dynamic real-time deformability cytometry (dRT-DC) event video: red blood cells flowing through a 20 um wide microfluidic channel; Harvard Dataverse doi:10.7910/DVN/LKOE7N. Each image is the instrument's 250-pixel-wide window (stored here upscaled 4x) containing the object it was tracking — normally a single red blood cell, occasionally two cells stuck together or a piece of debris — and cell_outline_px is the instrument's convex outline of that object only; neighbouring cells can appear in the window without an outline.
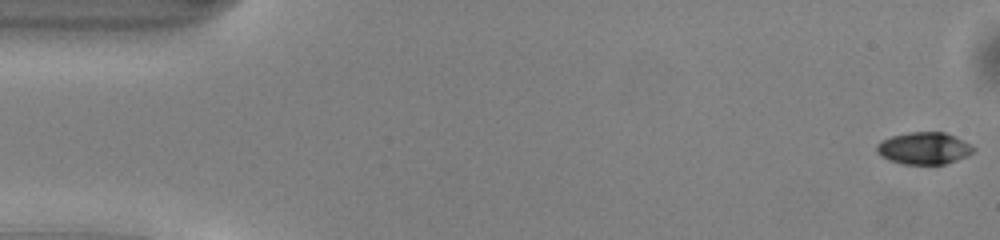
{"species": "common noctule bat (a hibernating species)", "species_latin": "Nyctalus noctula", "temperature_condition": "warm", "stored_images_in_passage": 50, "camera_frame_rate_fps": 3000, "um_per_image_px": 0.085, "animal": {"sex": "male", "body_mass_g": 13.0, "forearm_length_mm": 53.1}, "frame": {"image": 1, "passage_image": 1, "time_ms": 0.0, "image_size_px": [1000, 240], "cell_outline_px": [[976, 148], [972, 152], [964, 156], [944, 164], [904, 164], [888, 160], [880, 156], [876, 152], [876, 144], [880, 140], [892, 136], [908, 132], [944, 132]], "centroid_in_image_um": [78.44, 12.6], "position_along_channel_um": 6.6, "area_um2": 17.8}}
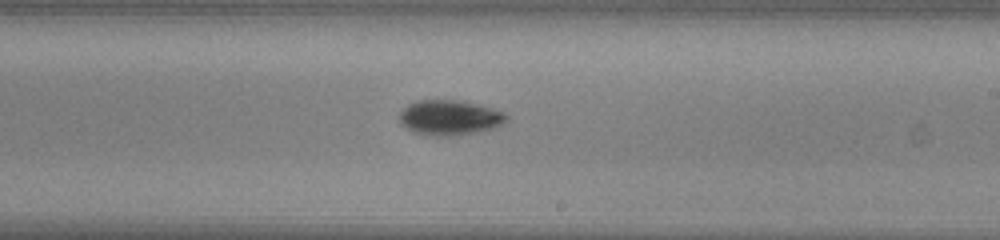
{"frame": {"image": 2, "passage_image": 29, "time_ms": 9.333, "image_size_px": [1000, 240], "cell_outline_px": [[508, 120], [496, 128], [480, 132], [456, 136], [432, 136], [412, 132], [400, 124], [400, 112], [408, 104], [416, 100], [464, 100], [492, 108], [504, 112], [508, 116]], "centroid_in_image_um": [38.24, 10.01], "position_along_channel_um": 250.8, "area_um2": 22.37}}
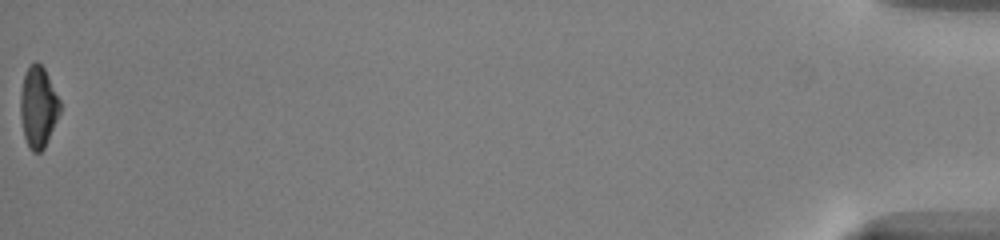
{"frame": {"image": 3, "passage_image": 50, "time_ms": 16.333, "image_size_px": [1000, 240], "cell_outline_px": [[60, 112], [44, 148], [40, 152], [32, 152], [24, 136], [20, 116], [20, 92], [24, 76], [28, 68], [36, 60], [44, 68], [60, 100]], "centroid_in_image_um": [3.24, 9.09], "position_along_channel_um": 432.0, "area_um2": 18.5}, "authors_computed_cell_mechanics": {"area_um2": 19.4786, "velocity_mm_per_s": 4.1472, "shape_relaxation_time_tau1_ms": 2.1412, "shape_relaxation_time_tau2_ms": null, "deformation_change_tau1": 0.115, "deformation_change_tau2": null}}